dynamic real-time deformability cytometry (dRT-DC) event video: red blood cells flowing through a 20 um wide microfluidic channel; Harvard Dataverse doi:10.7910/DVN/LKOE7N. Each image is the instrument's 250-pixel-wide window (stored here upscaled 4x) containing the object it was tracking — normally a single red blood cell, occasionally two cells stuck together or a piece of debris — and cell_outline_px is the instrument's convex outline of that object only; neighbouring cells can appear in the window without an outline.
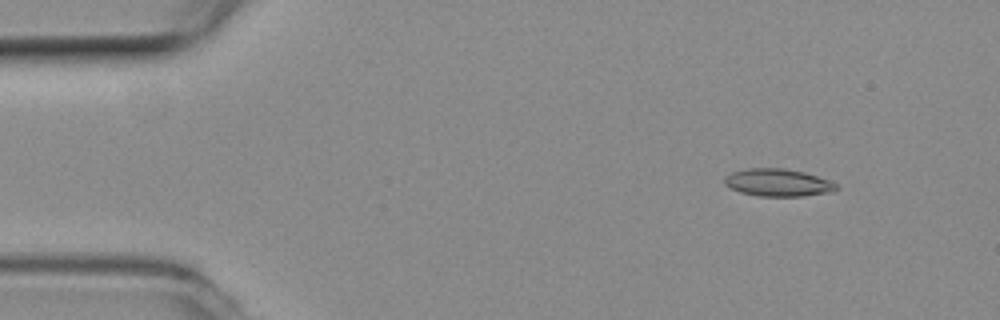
{"species": "common noctule bat (a hibernating species)", "species_latin": "Nyctalus noctula", "temperature_condition": "room temperature", "stored_images_in_passage": 53, "camera_frame_rate_fps": 3000, "um_per_image_px": 0.085, "animal": {"sex": "female", "body_mass_g": 19.3, "forearm_length_mm": 54.1}, "frame": {"image": 1, "passage_image": 6, "time_ms": 1.667, "image_size_px": [1000, 320], "cell_outline_px": [[840, 188], [832, 192], [804, 196], [756, 196], [740, 192], [724, 184], [724, 176], [732, 172], [748, 168], [784, 168], [804, 172], [828, 180], [836, 184]], "centroid_in_image_um": [66.12, 15.52], "position_along_channel_um": 18.9, "area_um2": 17.98}}
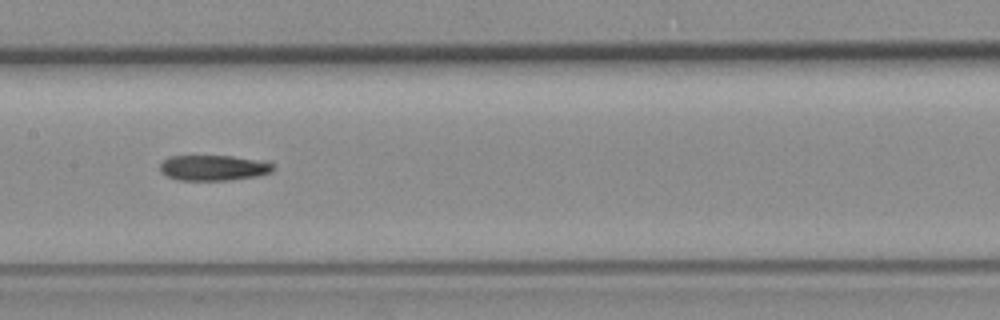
{"frame": {"image": 2, "passage_image": 26, "time_ms": 8.333, "image_size_px": [1000, 320], "cell_outline_px": [[276, 164], [272, 172], [256, 176], [228, 180], [176, 180], [160, 172], [160, 164], [168, 156], [232, 156], [272, 160]], "centroid_in_image_um": [18.24, 14.25], "position_along_channel_um": 189.2, "area_um2": 17.22}}
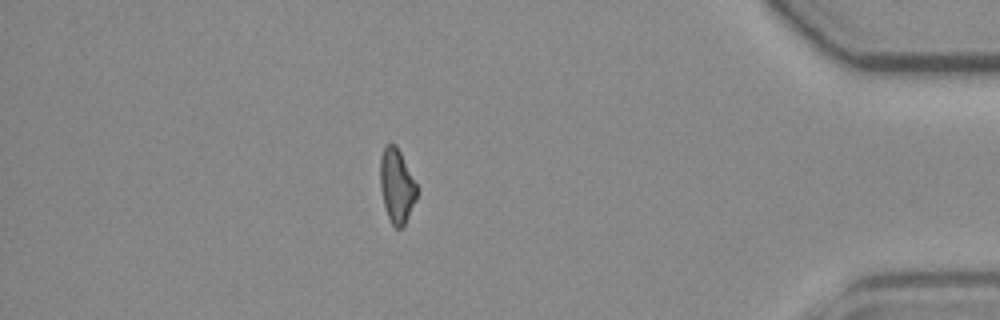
{"frame": {"image": 3, "passage_image": 46, "time_ms": 15.0, "image_size_px": [1000, 320], "cell_outline_px": [[416, 200], [404, 224], [400, 228], [396, 228], [392, 224], [388, 216], [384, 204], [380, 188], [380, 160], [384, 148], [388, 144], [396, 144], [416, 184]], "centroid_in_image_um": [33.7, 15.79], "position_along_channel_um": 401.5, "area_um2": 15.43}, "authors_computed_cell_mechanics": {"area_um2": 17.629, "velocity_mm_per_s": 3.8585, "shape_relaxation_time_tau1_ms": 4.5178, "shape_relaxation_time_tau2_ms": null, "deformation_change_tau1": 0.1201, "deformation_change_tau2": null}}